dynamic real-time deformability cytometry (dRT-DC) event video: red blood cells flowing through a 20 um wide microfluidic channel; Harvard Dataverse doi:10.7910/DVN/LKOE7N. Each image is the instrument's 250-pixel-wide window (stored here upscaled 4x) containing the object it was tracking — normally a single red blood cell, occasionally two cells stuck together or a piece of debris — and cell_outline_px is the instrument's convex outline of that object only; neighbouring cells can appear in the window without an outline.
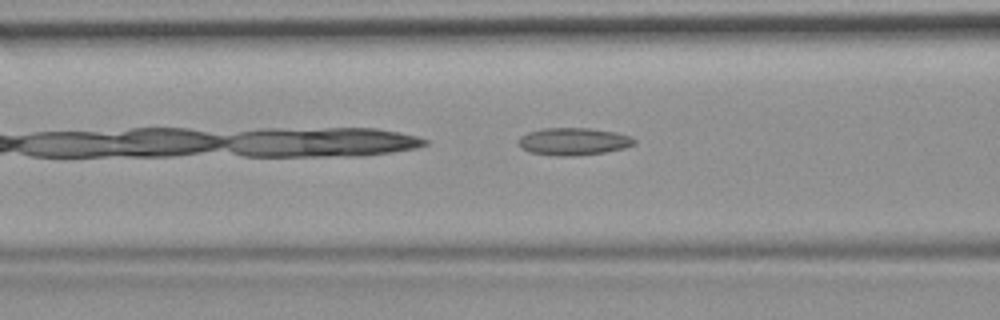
{"species": "common noctule bat (a hibernating species)", "species_latin": "Nyctalus noctula", "temperature_condition": "room temperature", "stored_images_in_passage": 36, "camera_frame_rate_fps": 3000, "um_per_image_px": 0.085, "animal": {"sex": "female", "body_mass_g": 19.9}, "frame": {"image": 1, "passage_image": 6, "time_ms": 1.667, "image_size_px": [1000, 320], "cell_outline_px": [[636, 144], [624, 148], [604, 152], [572, 156], [556, 156], [528, 152], [520, 148], [516, 144], [516, 140], [520, 136], [528, 132], [544, 128], [588, 128], [616, 132], [632, 136], [636, 140]], "centroid_in_image_um": [48.7, 12.02], "position_along_channel_um": 117.9, "area_um2": 18.79}, "authors_computed_cell_mechanics": {"area_um2": 17.3111, "velocity_mm_per_s": 3.7208, "shape_relaxation_time_tau1_ms": null, "shape_relaxation_time_tau2_ms": 3.6486, "deformation_change_tau1": null, "deformation_change_tau2": 0.1259}}